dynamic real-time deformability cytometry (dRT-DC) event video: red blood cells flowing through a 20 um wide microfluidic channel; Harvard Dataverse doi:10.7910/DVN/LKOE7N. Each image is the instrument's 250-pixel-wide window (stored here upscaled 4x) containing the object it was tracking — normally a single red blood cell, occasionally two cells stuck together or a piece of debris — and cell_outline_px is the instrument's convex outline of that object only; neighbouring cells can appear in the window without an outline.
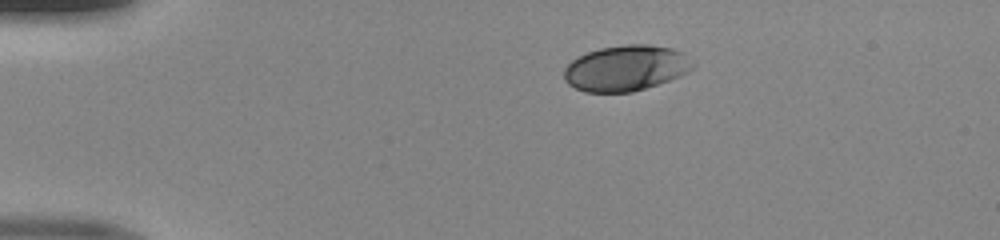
{"species": "human", "species_latin": "Homo sapiens", "temperature_condition": "room temperature", "stored_images_in_passage": 40, "camera_frame_rate_fps": 3000, "um_per_image_px": 0.085, "donor": {"sex": "male"}, "frame": {"image": 1, "passage_image": 1, "time_ms": 0.0, "image_size_px": [1000, 240], "cell_outline_px": [[696, 64], [688, 72], [680, 76], [632, 92], [584, 92], [568, 84], [564, 80], [564, 68], [572, 60], [588, 52], [600, 48], [624, 44], [648, 44], [672, 48], [684, 52]], "centroid_in_image_um": [53.22, 5.78], "position_along_channel_um": 31.8, "area_um2": 34.33}}
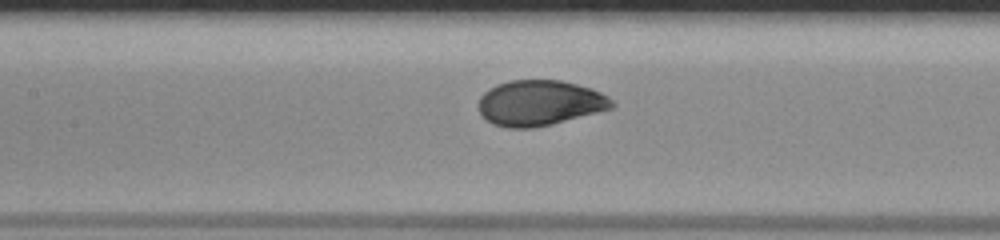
{"frame": {"image": 2, "passage_image": 15, "time_ms": 4.667, "image_size_px": [1000, 240], "cell_outline_px": [[616, 104], [612, 108], [552, 124], [532, 128], [508, 128], [492, 124], [480, 112], [480, 96], [488, 88], [496, 84], [508, 80], [560, 80], [592, 88], [608, 96]], "centroid_in_image_um": [45.88, 8.74], "position_along_channel_um": 161.5, "area_um2": 35.26}}
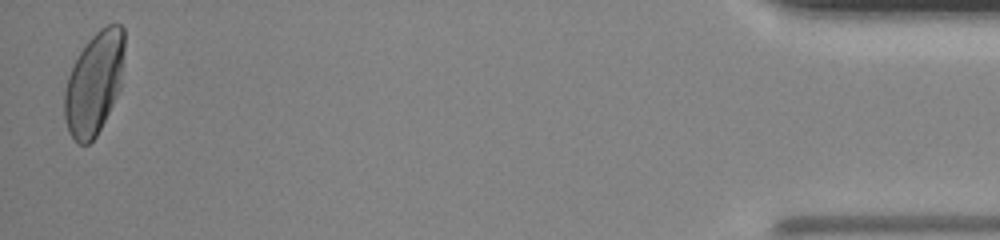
{"frame": {"image": 3, "passage_image": 40, "time_ms": 13.0, "image_size_px": [1000, 240], "cell_outline_px": [[124, 48], [120, 88], [96, 136], [88, 144], [80, 144], [68, 132], [64, 120], [64, 88], [68, 76], [84, 44], [100, 28], [108, 24], [120, 24], [124, 28]], "centroid_in_image_um": [7.99, 7.05], "position_along_channel_um": 427.2, "area_um2": 35.6}}